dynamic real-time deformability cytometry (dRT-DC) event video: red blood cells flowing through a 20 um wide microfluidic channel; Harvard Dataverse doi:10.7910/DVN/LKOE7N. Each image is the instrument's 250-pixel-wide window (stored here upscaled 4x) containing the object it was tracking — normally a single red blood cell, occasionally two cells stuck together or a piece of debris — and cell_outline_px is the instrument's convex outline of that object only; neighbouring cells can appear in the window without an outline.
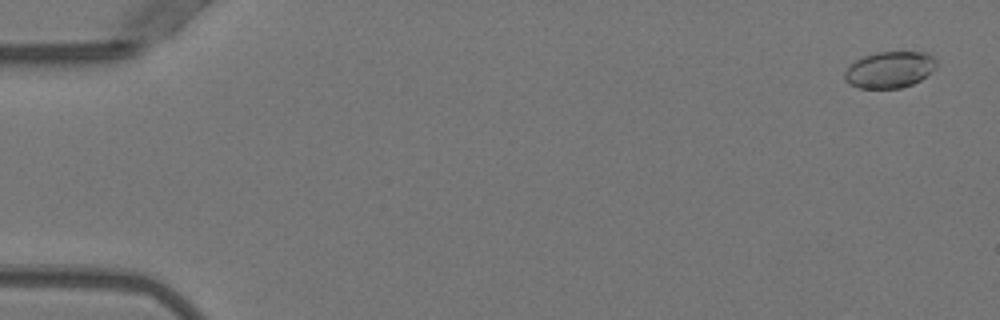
{"species": "Egyptian fruit bat (a non-hibernating species)", "species_latin": "Rousettus aegyptiacus", "temperature_condition": "warm", "stored_images_in_passage": 51, "camera_frame_rate_fps": 3000, "um_per_image_px": 0.085, "animal": {"sex": "female"}, "frame": {"image": 1, "passage_image": 3, "time_ms": 0.667, "image_size_px": [1000, 320], "cell_outline_px": [[936, 68], [920, 80], [912, 84], [900, 88], [860, 88], [848, 84], [844, 80], [844, 72], [856, 60], [864, 56], [876, 52], [928, 52], [936, 56]], "centroid_in_image_um": [75.64, 5.92], "position_along_channel_um": 9.4, "area_um2": 19.59}}
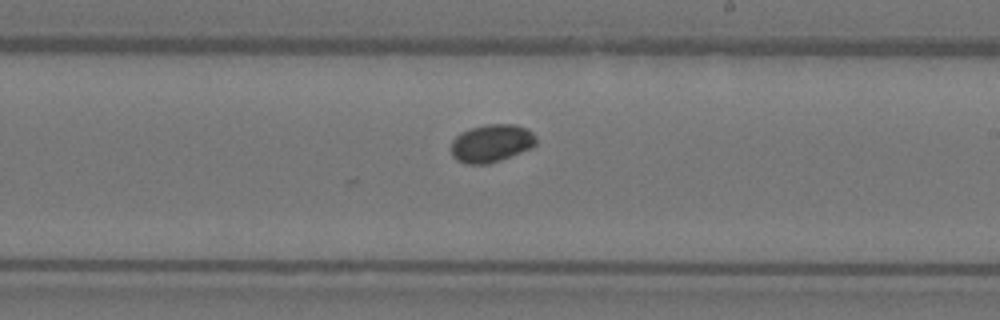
{"frame": {"image": 2, "passage_image": 32, "time_ms": 10.333, "image_size_px": [1000, 320], "cell_outline_px": [[536, 144], [532, 148], [500, 160], [488, 164], [464, 164], [456, 160], [452, 156], [452, 140], [460, 132], [472, 128], [488, 124], [516, 124], [528, 128], [536, 136]], "centroid_in_image_um": [41.78, 12.18], "position_along_channel_um": 247.2, "area_um2": 18.9}}
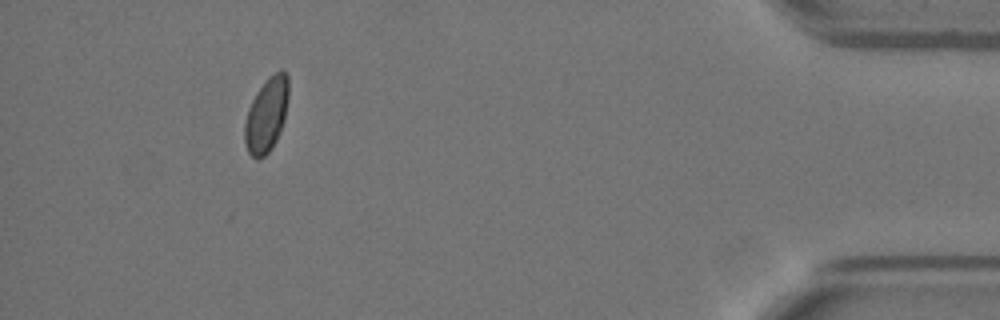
{"frame": {"image": 3, "passage_image": 49, "time_ms": 16.0, "image_size_px": [1000, 320], "cell_outline_px": [[288, 96], [284, 120], [280, 132], [276, 140], [268, 152], [264, 156], [256, 160], [248, 152], [244, 144], [244, 124], [248, 108], [256, 92], [268, 76], [280, 68], [288, 76]], "centroid_in_image_um": [22.64, 9.75], "position_along_channel_um": 412.6, "area_um2": 19.19}}